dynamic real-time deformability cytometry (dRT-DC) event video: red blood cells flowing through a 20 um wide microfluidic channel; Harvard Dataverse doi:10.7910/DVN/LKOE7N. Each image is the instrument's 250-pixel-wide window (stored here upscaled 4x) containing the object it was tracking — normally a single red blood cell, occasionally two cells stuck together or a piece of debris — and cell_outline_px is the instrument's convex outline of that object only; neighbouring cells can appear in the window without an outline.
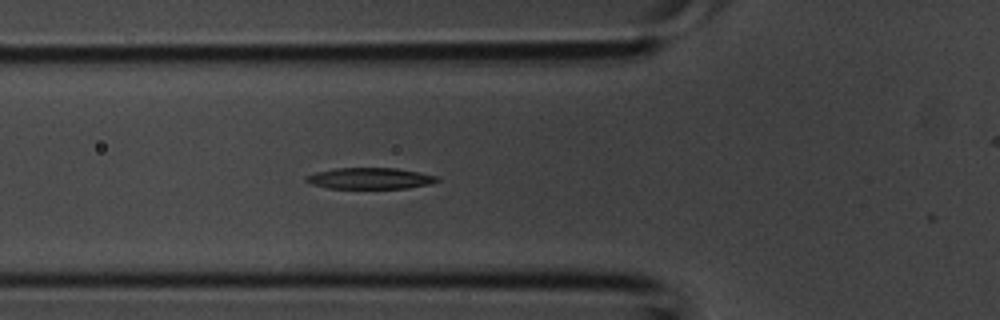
{"species": "common noctule bat (a hibernating species)", "species_latin": "Nyctalus noctula", "temperature_condition": "room temperature", "stored_images_in_passage": 9, "camera_frame_rate_fps": 3000, "um_per_image_px": 0.085, "animal": {"sex": "male", "body_mass_g": 20.1, "forearm_length_mm": 53.5}, "frame": {"image": 1, "passage_image": 8, "time_ms": 2.333, "image_size_px": [1000, 320], "cell_outline_px": [[440, 180], [428, 184], [408, 188], [328, 188], [312, 184], [304, 180], [304, 176], [316, 172], [336, 168], [396, 168], [420, 172], [440, 176]], "centroid_in_image_um": [31.46, 15.15], "position_along_channel_um": 94.3, "area_um2": 16.24}}